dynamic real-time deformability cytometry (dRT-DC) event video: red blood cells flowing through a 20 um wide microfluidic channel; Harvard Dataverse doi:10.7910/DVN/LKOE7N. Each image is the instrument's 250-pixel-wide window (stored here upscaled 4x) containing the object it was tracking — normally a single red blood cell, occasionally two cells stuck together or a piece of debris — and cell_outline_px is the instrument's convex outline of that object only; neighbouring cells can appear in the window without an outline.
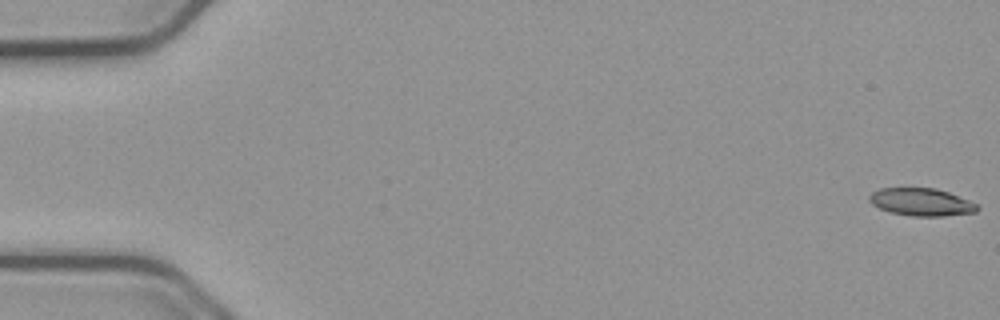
{"species": "common noctule bat (a hibernating species)", "species_latin": "Nyctalus noctula", "temperature_condition": "cold", "stored_images_in_passage": 55, "camera_frame_rate_fps": 3000, "um_per_image_px": 0.085, "animal": {"sex": "male", "body_mass_g": 23.1, "forearm_length_mm": 52.7}, "frame": {"image": 1, "passage_image": 1, "time_ms": 0.0, "image_size_px": [1000, 320], "cell_outline_px": [[980, 208], [976, 212], [944, 216], [912, 216], [892, 212], [880, 208], [872, 204], [868, 200], [868, 196], [872, 192], [880, 188], [936, 188], [948, 192], [968, 200], [976, 204]], "centroid_in_image_um": [78.3, 17.17], "position_along_channel_um": 6.7, "area_um2": 17.28}}
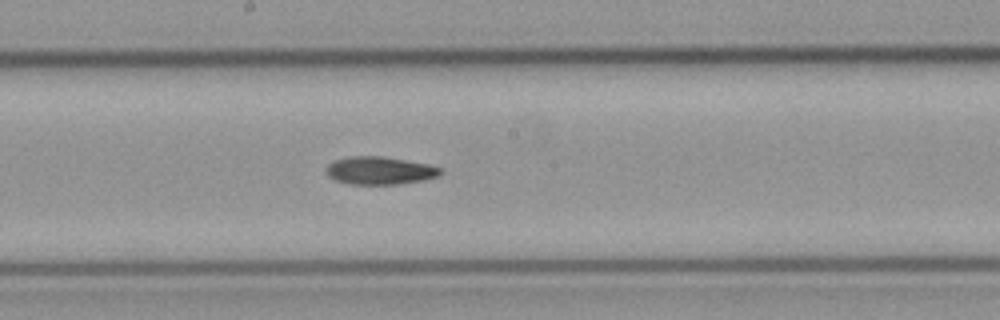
{"frame": {"image": 2, "passage_image": 30, "time_ms": 9.667, "image_size_px": [1000, 320], "cell_outline_px": [[444, 172], [440, 176], [424, 180], [400, 184], [348, 184], [336, 180], [328, 176], [324, 168], [332, 160], [348, 156], [384, 156], [428, 164], [444, 168]], "centroid_in_image_um": [32.3, 14.49], "position_along_channel_um": 215.9, "area_um2": 18.96}}
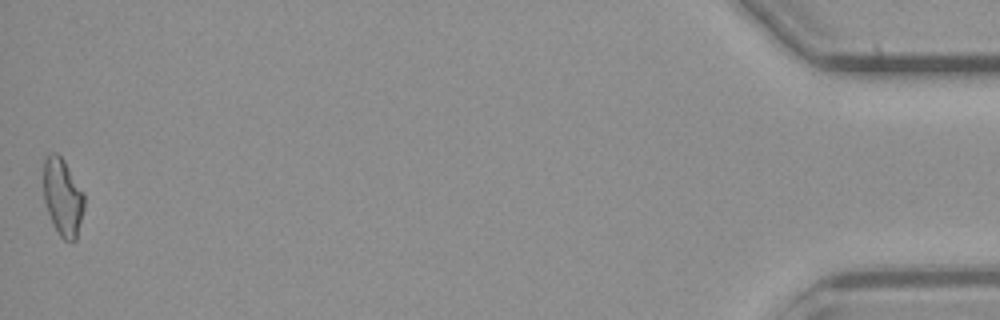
{"frame": {"image": 3, "passage_image": 55, "time_ms": 18.0, "image_size_px": [1000, 320], "cell_outline_px": [[84, 208], [76, 240], [72, 244], [64, 240], [60, 236], [52, 224], [44, 200], [44, 160], [52, 152], [56, 152], [64, 160], [84, 192]], "centroid_in_image_um": [5.35, 16.79], "position_along_channel_um": 429.9, "area_um2": 18.5}, "authors_computed_cell_mechanics": {"area_um2": 18.2648, "velocity_mm_per_s": 3.7739, "shape_relaxation_time_tau1_ms": 5.0728, "shape_relaxation_time_tau2_ms": null, "deformation_change_tau1": 0.1406, "deformation_change_tau2": null}}